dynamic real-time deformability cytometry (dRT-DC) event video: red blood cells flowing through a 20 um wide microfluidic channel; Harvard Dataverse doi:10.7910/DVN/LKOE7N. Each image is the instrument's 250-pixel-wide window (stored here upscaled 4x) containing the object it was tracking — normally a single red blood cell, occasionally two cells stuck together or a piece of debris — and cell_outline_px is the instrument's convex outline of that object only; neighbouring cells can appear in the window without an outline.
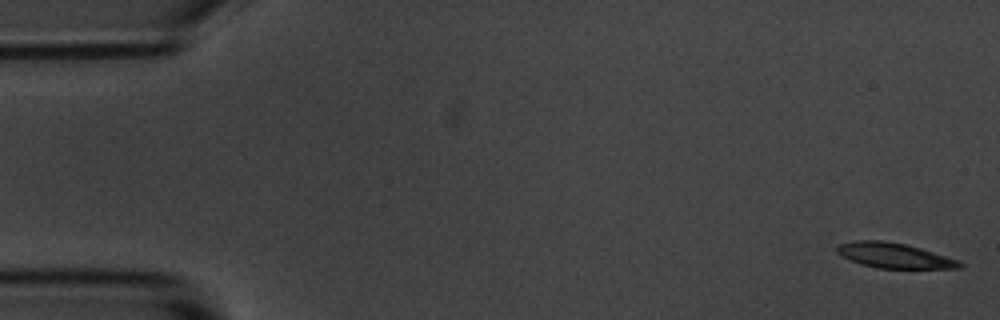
{"species": "common noctule bat (a hibernating species)", "species_latin": "Nyctalus noctula", "temperature_condition": "room temperature", "stored_images_in_passage": 6, "camera_frame_rate_fps": 3000, "um_per_image_px": 0.085, "animal": {"sex": "male", "body_mass_g": 20.1, "forearm_length_mm": 53.5}, "frame": {"image": 1, "passage_image": 1, "time_ms": 0.0, "image_size_px": [1000, 320], "cell_outline_px": [[964, 264], [960, 268], [876, 268], [860, 264], [836, 252], [836, 248], [840, 244], [856, 240], [880, 240], [904, 244], [920, 248], [960, 260]], "centroid_in_image_um": [76.03, 21.72], "position_along_channel_um": 9.0, "area_um2": 17.74}}